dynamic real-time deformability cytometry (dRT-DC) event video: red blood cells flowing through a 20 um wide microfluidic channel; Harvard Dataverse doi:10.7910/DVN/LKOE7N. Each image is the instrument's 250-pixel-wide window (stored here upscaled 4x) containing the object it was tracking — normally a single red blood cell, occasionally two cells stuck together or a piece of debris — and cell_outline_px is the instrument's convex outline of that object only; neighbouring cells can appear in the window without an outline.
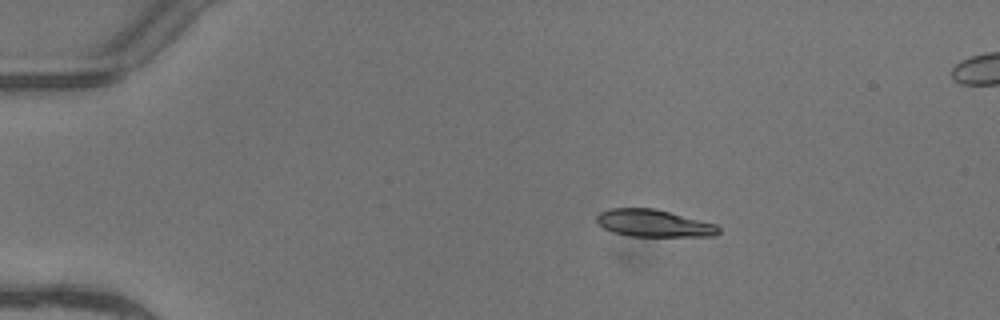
{"species": "common noctule bat (a hibernating species)", "species_latin": "Nyctalus noctula", "temperature_condition": "warm", "stored_images_in_passage": 4, "camera_frame_rate_fps": 3000, "um_per_image_px": 0.085, "animal": {"sex": "female"}, "frame": {"image": 1, "passage_image": 2, "time_ms": 0.333, "image_size_px": [1000, 320], "cell_outline_px": [[720, 232], [716, 236], [632, 236], [612, 232], [596, 224], [596, 216], [600, 212], [612, 208], [652, 208], [716, 224], [720, 228]], "centroid_in_image_um": [55.54, 18.98], "position_along_channel_um": 29.5, "area_um2": 19.25}}